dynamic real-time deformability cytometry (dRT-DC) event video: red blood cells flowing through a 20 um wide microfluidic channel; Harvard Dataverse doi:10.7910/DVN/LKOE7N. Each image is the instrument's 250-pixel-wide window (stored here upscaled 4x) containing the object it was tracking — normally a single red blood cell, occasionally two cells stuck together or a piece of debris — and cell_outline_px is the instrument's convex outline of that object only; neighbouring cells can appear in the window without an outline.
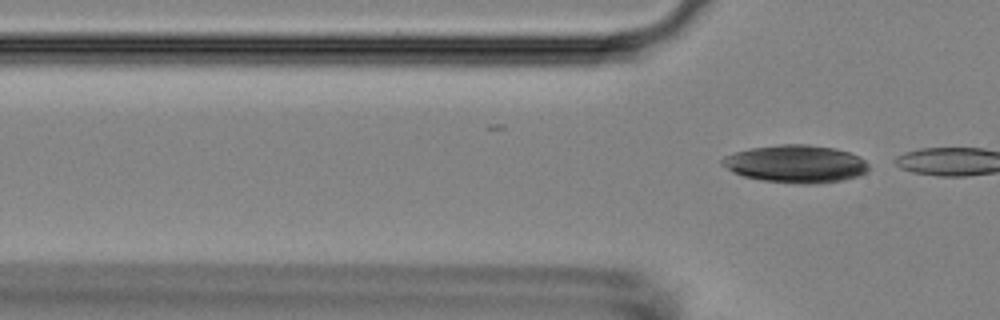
{"species": "Egyptian fruit bat (a non-hibernating species)", "species_latin": "Rousettus aegyptiacus", "temperature_condition": "room temperature", "stored_images_in_passage": 2, "camera_frame_rate_fps": 3000, "um_per_image_px": 0.085, "animal": {"sex": "female"}, "frame": {"image": 1, "passage_image": 2, "time_ms": 0.333, "image_size_px": [1000, 320], "cell_outline_px": [[868, 172], [844, 180], [816, 184], [792, 184], [760, 180], [744, 176], [732, 172], [720, 164], [720, 160], [724, 156], [736, 152], [752, 148], [780, 144], [808, 144], [836, 148], [860, 156], [868, 164]], "centroid_in_image_um": [67.64, 13.94], "position_along_channel_um": 58.2, "area_um2": 32.48}}